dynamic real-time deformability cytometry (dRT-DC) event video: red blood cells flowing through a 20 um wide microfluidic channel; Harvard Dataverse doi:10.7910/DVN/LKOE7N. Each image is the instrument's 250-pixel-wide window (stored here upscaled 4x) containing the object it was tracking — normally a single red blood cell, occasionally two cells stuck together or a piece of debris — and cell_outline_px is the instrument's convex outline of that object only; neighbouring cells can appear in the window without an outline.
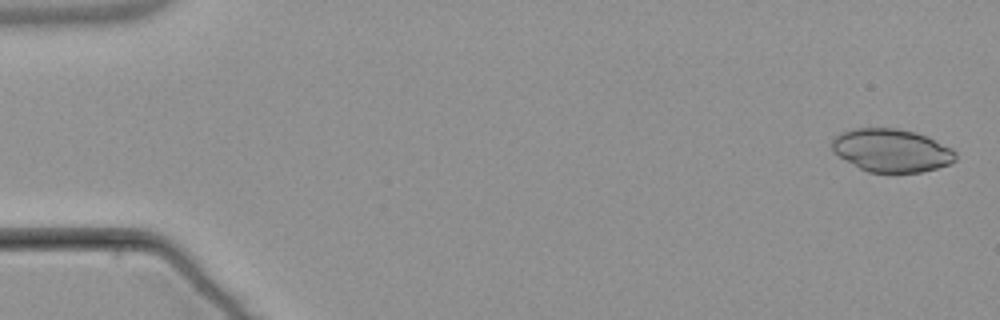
{"species": "common noctule bat (a hibernating species)", "species_latin": "Nyctalus noctula", "temperature_condition": "warm", "stored_images_in_passage": 4, "camera_frame_rate_fps": 3000, "um_per_image_px": 0.085, "animal": {"sex": "male", "body_mass_g": 21.5, "forearm_length_mm": 52.0}, "frame": {"image": 1, "passage_image": 1, "time_ms": 0.0, "image_size_px": [1000, 320], "cell_outline_px": [[956, 160], [948, 164], [936, 168], [920, 172], [868, 172], [844, 160], [832, 152], [832, 136], [856, 128], [896, 128], [916, 132], [952, 148], [956, 152]], "centroid_in_image_um": [75.75, 12.78], "position_along_channel_um": 9.3, "area_um2": 30.92}}